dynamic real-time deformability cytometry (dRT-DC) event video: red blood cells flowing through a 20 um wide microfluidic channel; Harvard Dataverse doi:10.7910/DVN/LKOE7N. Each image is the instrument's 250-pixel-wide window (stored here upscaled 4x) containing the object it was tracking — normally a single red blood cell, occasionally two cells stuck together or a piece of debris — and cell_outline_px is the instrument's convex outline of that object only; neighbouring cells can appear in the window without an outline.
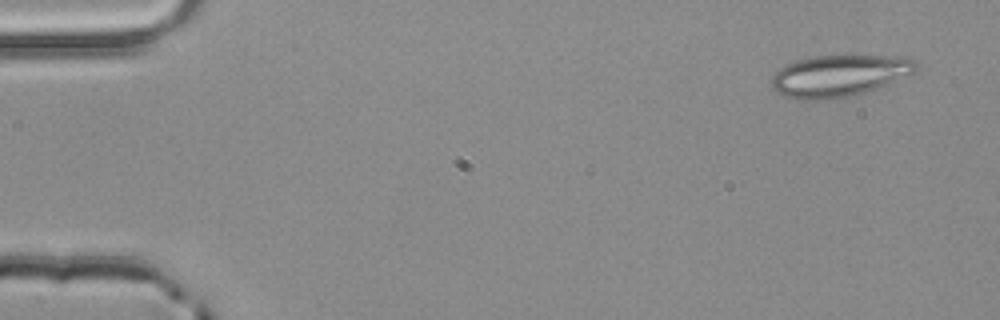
{"species": "common noctule bat (a hibernating species)", "species_latin": "Nyctalus noctula", "temperature_condition": "room temperature", "stored_images_in_passage": 3, "camera_frame_rate_fps": 3000, "um_per_image_px": 0.085, "animal": {"sex": "male", "body_mass_g": 20.4}, "frame": {"image": 1, "passage_image": 1, "time_ms": 0.0, "image_size_px": [1000, 320], "cell_outline_px": [[920, 64], [916, 72], [888, 84], [856, 96], [808, 100], [800, 100], [784, 96], [772, 88], [772, 76], [784, 64], [796, 60], [816, 56], [884, 56], [916, 60]], "centroid_in_image_um": [71.33, 6.45], "position_along_channel_um": 13.7, "area_um2": 35.08}}